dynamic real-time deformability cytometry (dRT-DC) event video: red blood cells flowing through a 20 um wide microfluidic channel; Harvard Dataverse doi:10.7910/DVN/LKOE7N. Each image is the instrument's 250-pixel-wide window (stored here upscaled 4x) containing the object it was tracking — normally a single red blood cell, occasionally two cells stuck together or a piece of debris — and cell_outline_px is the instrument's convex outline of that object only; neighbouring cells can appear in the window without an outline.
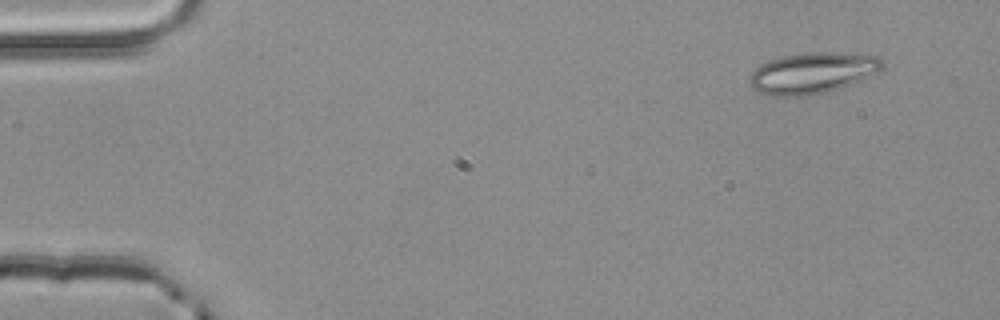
{"species": "common noctule bat (a hibernating species)", "species_latin": "Nyctalus noctula", "temperature_condition": "room temperature", "stored_images_in_passage": 3, "camera_frame_rate_fps": 3000, "um_per_image_px": 0.085, "animal": {"sex": "male", "body_mass_g": 20.4}, "frame": {"image": 1, "passage_image": 1, "time_ms": 0.0, "image_size_px": [1000, 320], "cell_outline_px": [[884, 68], [860, 80], [840, 88], [828, 92], [804, 96], [768, 96], [752, 92], [748, 84], [748, 76], [760, 64], [768, 60], [784, 56], [808, 52], [836, 52], [880, 56], [884, 60]], "centroid_in_image_um": [68.99, 6.22], "position_along_channel_um": 16.0, "area_um2": 32.37}}